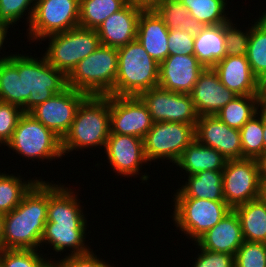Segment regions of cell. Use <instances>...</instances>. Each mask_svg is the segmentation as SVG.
Returning <instances> with one entry per match:
<instances>
[{"instance_id":"obj_1","label":"cell","mask_w":266,"mask_h":267,"mask_svg":"<svg viewBox=\"0 0 266 267\" xmlns=\"http://www.w3.org/2000/svg\"><path fill=\"white\" fill-rule=\"evenodd\" d=\"M52 182V183H51ZM49 182V201L47 222L41 239V249L44 244L56 255L65 253V256L82 255L89 253L92 249L85 243L88 234L87 217L84 214V206L78 198L79 193L74 191L70 185ZM77 193V194H76ZM60 252V253H58Z\"/></svg>"},{"instance_id":"obj_2","label":"cell","mask_w":266,"mask_h":267,"mask_svg":"<svg viewBox=\"0 0 266 267\" xmlns=\"http://www.w3.org/2000/svg\"><path fill=\"white\" fill-rule=\"evenodd\" d=\"M48 201L49 182L40 178L20 204L4 214L2 249L40 250Z\"/></svg>"},{"instance_id":"obj_3","label":"cell","mask_w":266,"mask_h":267,"mask_svg":"<svg viewBox=\"0 0 266 267\" xmlns=\"http://www.w3.org/2000/svg\"><path fill=\"white\" fill-rule=\"evenodd\" d=\"M109 134V95L87 96L79 105L69 131L61 140L62 154L66 157L73 150L104 149Z\"/></svg>"},{"instance_id":"obj_4","label":"cell","mask_w":266,"mask_h":267,"mask_svg":"<svg viewBox=\"0 0 266 267\" xmlns=\"http://www.w3.org/2000/svg\"><path fill=\"white\" fill-rule=\"evenodd\" d=\"M118 50V72L115 86L109 95L139 96L158 86L159 63L136 39Z\"/></svg>"},{"instance_id":"obj_5","label":"cell","mask_w":266,"mask_h":267,"mask_svg":"<svg viewBox=\"0 0 266 267\" xmlns=\"http://www.w3.org/2000/svg\"><path fill=\"white\" fill-rule=\"evenodd\" d=\"M117 72V48L101 44L93 53L78 62L67 76V87L88 96H106L114 89Z\"/></svg>"},{"instance_id":"obj_6","label":"cell","mask_w":266,"mask_h":267,"mask_svg":"<svg viewBox=\"0 0 266 267\" xmlns=\"http://www.w3.org/2000/svg\"><path fill=\"white\" fill-rule=\"evenodd\" d=\"M18 73H23V112L29 113L37 105L67 88V76L50 65L45 57L18 52Z\"/></svg>"},{"instance_id":"obj_7","label":"cell","mask_w":266,"mask_h":267,"mask_svg":"<svg viewBox=\"0 0 266 267\" xmlns=\"http://www.w3.org/2000/svg\"><path fill=\"white\" fill-rule=\"evenodd\" d=\"M48 47L41 54L47 62L68 76L78 62L93 53L100 45V38L95 29L76 27L65 32L55 33L41 40L47 41Z\"/></svg>"},{"instance_id":"obj_8","label":"cell","mask_w":266,"mask_h":267,"mask_svg":"<svg viewBox=\"0 0 266 267\" xmlns=\"http://www.w3.org/2000/svg\"><path fill=\"white\" fill-rule=\"evenodd\" d=\"M16 155L39 161H55L63 156L61 139L37 121L29 113H24L17 123L11 139L5 145Z\"/></svg>"},{"instance_id":"obj_9","label":"cell","mask_w":266,"mask_h":267,"mask_svg":"<svg viewBox=\"0 0 266 267\" xmlns=\"http://www.w3.org/2000/svg\"><path fill=\"white\" fill-rule=\"evenodd\" d=\"M172 221L176 230L195 242L206 231L214 227L232 210L225 201L198 198H173Z\"/></svg>"},{"instance_id":"obj_10","label":"cell","mask_w":266,"mask_h":267,"mask_svg":"<svg viewBox=\"0 0 266 267\" xmlns=\"http://www.w3.org/2000/svg\"><path fill=\"white\" fill-rule=\"evenodd\" d=\"M195 139V126L181 122H156L143 138L144 152L151 162L169 160L174 166ZM160 159V160H159ZM158 160V161H157Z\"/></svg>"},{"instance_id":"obj_11","label":"cell","mask_w":266,"mask_h":267,"mask_svg":"<svg viewBox=\"0 0 266 267\" xmlns=\"http://www.w3.org/2000/svg\"><path fill=\"white\" fill-rule=\"evenodd\" d=\"M80 0H37L34 14L27 27L28 42L65 32L79 26Z\"/></svg>"},{"instance_id":"obj_12","label":"cell","mask_w":266,"mask_h":267,"mask_svg":"<svg viewBox=\"0 0 266 267\" xmlns=\"http://www.w3.org/2000/svg\"><path fill=\"white\" fill-rule=\"evenodd\" d=\"M222 174L224 199L232 209L261 196V180L256 159L227 160Z\"/></svg>"},{"instance_id":"obj_13","label":"cell","mask_w":266,"mask_h":267,"mask_svg":"<svg viewBox=\"0 0 266 267\" xmlns=\"http://www.w3.org/2000/svg\"><path fill=\"white\" fill-rule=\"evenodd\" d=\"M139 97L145 103L153 123L181 122L196 125L199 115L191 94H182L159 86L142 92Z\"/></svg>"},{"instance_id":"obj_14","label":"cell","mask_w":266,"mask_h":267,"mask_svg":"<svg viewBox=\"0 0 266 267\" xmlns=\"http://www.w3.org/2000/svg\"><path fill=\"white\" fill-rule=\"evenodd\" d=\"M105 157L117 176L132 179L140 177V183L150 179V175L140 172L149 162L145 157L143 139L132 135L109 134L104 147ZM142 174V175H140Z\"/></svg>"},{"instance_id":"obj_15","label":"cell","mask_w":266,"mask_h":267,"mask_svg":"<svg viewBox=\"0 0 266 267\" xmlns=\"http://www.w3.org/2000/svg\"><path fill=\"white\" fill-rule=\"evenodd\" d=\"M87 96L84 92L67 87L37 105L29 114L62 140L71 127L79 105Z\"/></svg>"},{"instance_id":"obj_16","label":"cell","mask_w":266,"mask_h":267,"mask_svg":"<svg viewBox=\"0 0 266 267\" xmlns=\"http://www.w3.org/2000/svg\"><path fill=\"white\" fill-rule=\"evenodd\" d=\"M110 134L144 138L153 121L147 106L139 96L109 95Z\"/></svg>"},{"instance_id":"obj_17","label":"cell","mask_w":266,"mask_h":267,"mask_svg":"<svg viewBox=\"0 0 266 267\" xmlns=\"http://www.w3.org/2000/svg\"><path fill=\"white\" fill-rule=\"evenodd\" d=\"M195 139L217 150L227 160L242 158L239 129L229 127L215 115L198 118L195 125Z\"/></svg>"},{"instance_id":"obj_18","label":"cell","mask_w":266,"mask_h":267,"mask_svg":"<svg viewBox=\"0 0 266 267\" xmlns=\"http://www.w3.org/2000/svg\"><path fill=\"white\" fill-rule=\"evenodd\" d=\"M205 67L193 55H169L159 64L158 86L177 93L191 94Z\"/></svg>"},{"instance_id":"obj_19","label":"cell","mask_w":266,"mask_h":267,"mask_svg":"<svg viewBox=\"0 0 266 267\" xmlns=\"http://www.w3.org/2000/svg\"><path fill=\"white\" fill-rule=\"evenodd\" d=\"M236 95L225 87L213 68H205L199 75L191 92L192 101L200 116L216 115Z\"/></svg>"},{"instance_id":"obj_20","label":"cell","mask_w":266,"mask_h":267,"mask_svg":"<svg viewBox=\"0 0 266 267\" xmlns=\"http://www.w3.org/2000/svg\"><path fill=\"white\" fill-rule=\"evenodd\" d=\"M142 10L127 3L118 12L110 15L96 29L100 43L108 47L119 48L136 40L139 15Z\"/></svg>"},{"instance_id":"obj_21","label":"cell","mask_w":266,"mask_h":267,"mask_svg":"<svg viewBox=\"0 0 266 267\" xmlns=\"http://www.w3.org/2000/svg\"><path fill=\"white\" fill-rule=\"evenodd\" d=\"M243 242L240 219L235 210L232 209L219 223L206 231L193 244L212 252L235 255Z\"/></svg>"},{"instance_id":"obj_22","label":"cell","mask_w":266,"mask_h":267,"mask_svg":"<svg viewBox=\"0 0 266 267\" xmlns=\"http://www.w3.org/2000/svg\"><path fill=\"white\" fill-rule=\"evenodd\" d=\"M213 69L220 82L236 95H257L258 78L253 74L246 55H226Z\"/></svg>"},{"instance_id":"obj_23","label":"cell","mask_w":266,"mask_h":267,"mask_svg":"<svg viewBox=\"0 0 266 267\" xmlns=\"http://www.w3.org/2000/svg\"><path fill=\"white\" fill-rule=\"evenodd\" d=\"M168 36L169 29L154 9L141 11L136 39L159 64L169 56Z\"/></svg>"},{"instance_id":"obj_24","label":"cell","mask_w":266,"mask_h":267,"mask_svg":"<svg viewBox=\"0 0 266 267\" xmlns=\"http://www.w3.org/2000/svg\"><path fill=\"white\" fill-rule=\"evenodd\" d=\"M227 159L217 150L201 144L194 139L183 151L176 162L177 166L184 173L182 175H194L205 170L222 171L225 168Z\"/></svg>"},{"instance_id":"obj_25","label":"cell","mask_w":266,"mask_h":267,"mask_svg":"<svg viewBox=\"0 0 266 267\" xmlns=\"http://www.w3.org/2000/svg\"><path fill=\"white\" fill-rule=\"evenodd\" d=\"M185 183L176 190L172 198H198L225 201L223 195L222 171L205 170L194 175H186Z\"/></svg>"},{"instance_id":"obj_26","label":"cell","mask_w":266,"mask_h":267,"mask_svg":"<svg viewBox=\"0 0 266 267\" xmlns=\"http://www.w3.org/2000/svg\"><path fill=\"white\" fill-rule=\"evenodd\" d=\"M194 55L205 68H213L226 56L225 23L205 26L194 37Z\"/></svg>"},{"instance_id":"obj_27","label":"cell","mask_w":266,"mask_h":267,"mask_svg":"<svg viewBox=\"0 0 266 267\" xmlns=\"http://www.w3.org/2000/svg\"><path fill=\"white\" fill-rule=\"evenodd\" d=\"M244 241L266 243V203L261 197L234 208Z\"/></svg>"},{"instance_id":"obj_28","label":"cell","mask_w":266,"mask_h":267,"mask_svg":"<svg viewBox=\"0 0 266 267\" xmlns=\"http://www.w3.org/2000/svg\"><path fill=\"white\" fill-rule=\"evenodd\" d=\"M0 101L23 109V73H18V52L0 62Z\"/></svg>"},{"instance_id":"obj_29","label":"cell","mask_w":266,"mask_h":267,"mask_svg":"<svg viewBox=\"0 0 266 267\" xmlns=\"http://www.w3.org/2000/svg\"><path fill=\"white\" fill-rule=\"evenodd\" d=\"M154 10L169 30L181 29L196 36L205 27L203 23L189 14L188 9L181 2L164 0Z\"/></svg>"},{"instance_id":"obj_30","label":"cell","mask_w":266,"mask_h":267,"mask_svg":"<svg viewBox=\"0 0 266 267\" xmlns=\"http://www.w3.org/2000/svg\"><path fill=\"white\" fill-rule=\"evenodd\" d=\"M5 173V171L0 172V213L3 215L15 209L23 196L39 180V178L34 179L33 177L26 181L25 177L19 175L21 173Z\"/></svg>"},{"instance_id":"obj_31","label":"cell","mask_w":266,"mask_h":267,"mask_svg":"<svg viewBox=\"0 0 266 267\" xmlns=\"http://www.w3.org/2000/svg\"><path fill=\"white\" fill-rule=\"evenodd\" d=\"M259 112L257 95H239L221 108L215 116L229 127H241Z\"/></svg>"},{"instance_id":"obj_32","label":"cell","mask_w":266,"mask_h":267,"mask_svg":"<svg viewBox=\"0 0 266 267\" xmlns=\"http://www.w3.org/2000/svg\"><path fill=\"white\" fill-rule=\"evenodd\" d=\"M127 3V0H80L79 26L96 30L104 20Z\"/></svg>"},{"instance_id":"obj_33","label":"cell","mask_w":266,"mask_h":267,"mask_svg":"<svg viewBox=\"0 0 266 267\" xmlns=\"http://www.w3.org/2000/svg\"><path fill=\"white\" fill-rule=\"evenodd\" d=\"M181 3L191 16L205 26L221 25L231 20L229 11H225L228 9V3H231L229 0H183Z\"/></svg>"},{"instance_id":"obj_34","label":"cell","mask_w":266,"mask_h":267,"mask_svg":"<svg viewBox=\"0 0 266 267\" xmlns=\"http://www.w3.org/2000/svg\"><path fill=\"white\" fill-rule=\"evenodd\" d=\"M250 25L246 57L253 74L259 79L266 75V25L258 18Z\"/></svg>"},{"instance_id":"obj_35","label":"cell","mask_w":266,"mask_h":267,"mask_svg":"<svg viewBox=\"0 0 266 267\" xmlns=\"http://www.w3.org/2000/svg\"><path fill=\"white\" fill-rule=\"evenodd\" d=\"M239 131L242 144V158L257 159L264 153L263 111L259 110Z\"/></svg>"},{"instance_id":"obj_36","label":"cell","mask_w":266,"mask_h":267,"mask_svg":"<svg viewBox=\"0 0 266 267\" xmlns=\"http://www.w3.org/2000/svg\"><path fill=\"white\" fill-rule=\"evenodd\" d=\"M40 252V250L0 249V267H51L56 257L52 259L54 256H50L49 259L46 253Z\"/></svg>"},{"instance_id":"obj_37","label":"cell","mask_w":266,"mask_h":267,"mask_svg":"<svg viewBox=\"0 0 266 267\" xmlns=\"http://www.w3.org/2000/svg\"><path fill=\"white\" fill-rule=\"evenodd\" d=\"M35 2V0H0V23L14 28L13 26L23 18L27 21L26 27L29 26L34 14ZM24 15L27 16V20Z\"/></svg>"},{"instance_id":"obj_38","label":"cell","mask_w":266,"mask_h":267,"mask_svg":"<svg viewBox=\"0 0 266 267\" xmlns=\"http://www.w3.org/2000/svg\"><path fill=\"white\" fill-rule=\"evenodd\" d=\"M235 267H266V243L244 241L234 255Z\"/></svg>"},{"instance_id":"obj_39","label":"cell","mask_w":266,"mask_h":267,"mask_svg":"<svg viewBox=\"0 0 266 267\" xmlns=\"http://www.w3.org/2000/svg\"><path fill=\"white\" fill-rule=\"evenodd\" d=\"M231 19L225 23V47L227 56H242L247 54L248 42L250 37V25L248 29H239Z\"/></svg>"},{"instance_id":"obj_40","label":"cell","mask_w":266,"mask_h":267,"mask_svg":"<svg viewBox=\"0 0 266 267\" xmlns=\"http://www.w3.org/2000/svg\"><path fill=\"white\" fill-rule=\"evenodd\" d=\"M24 114L17 105L0 101V146L5 147L17 126L19 118Z\"/></svg>"},{"instance_id":"obj_41","label":"cell","mask_w":266,"mask_h":267,"mask_svg":"<svg viewBox=\"0 0 266 267\" xmlns=\"http://www.w3.org/2000/svg\"><path fill=\"white\" fill-rule=\"evenodd\" d=\"M93 249L87 253L82 255H70L64 258H59L54 261L55 267H114L109 262L100 259V256H97L94 253Z\"/></svg>"},{"instance_id":"obj_42","label":"cell","mask_w":266,"mask_h":267,"mask_svg":"<svg viewBox=\"0 0 266 267\" xmlns=\"http://www.w3.org/2000/svg\"><path fill=\"white\" fill-rule=\"evenodd\" d=\"M196 255L192 267H235L234 255L228 253L212 252L203 248Z\"/></svg>"},{"instance_id":"obj_43","label":"cell","mask_w":266,"mask_h":267,"mask_svg":"<svg viewBox=\"0 0 266 267\" xmlns=\"http://www.w3.org/2000/svg\"><path fill=\"white\" fill-rule=\"evenodd\" d=\"M194 37L181 29L169 30L168 48L169 55H193Z\"/></svg>"},{"instance_id":"obj_44","label":"cell","mask_w":266,"mask_h":267,"mask_svg":"<svg viewBox=\"0 0 266 267\" xmlns=\"http://www.w3.org/2000/svg\"><path fill=\"white\" fill-rule=\"evenodd\" d=\"M257 98L259 109L266 112V75L258 79Z\"/></svg>"},{"instance_id":"obj_45","label":"cell","mask_w":266,"mask_h":267,"mask_svg":"<svg viewBox=\"0 0 266 267\" xmlns=\"http://www.w3.org/2000/svg\"><path fill=\"white\" fill-rule=\"evenodd\" d=\"M9 28H10V26L0 23V54H1L0 55V62L9 59V57L12 54V52H11L10 54L5 55V54H3L1 52V50H3L5 48V43L7 44V42H8L6 40H8L7 39V37H8L7 35L9 34L8 33L9 32Z\"/></svg>"},{"instance_id":"obj_46","label":"cell","mask_w":266,"mask_h":267,"mask_svg":"<svg viewBox=\"0 0 266 267\" xmlns=\"http://www.w3.org/2000/svg\"><path fill=\"white\" fill-rule=\"evenodd\" d=\"M163 1L164 0H127L128 3H131L143 10L155 9Z\"/></svg>"},{"instance_id":"obj_47","label":"cell","mask_w":266,"mask_h":267,"mask_svg":"<svg viewBox=\"0 0 266 267\" xmlns=\"http://www.w3.org/2000/svg\"><path fill=\"white\" fill-rule=\"evenodd\" d=\"M259 175L261 181H266V152L262 153L257 159Z\"/></svg>"},{"instance_id":"obj_48","label":"cell","mask_w":266,"mask_h":267,"mask_svg":"<svg viewBox=\"0 0 266 267\" xmlns=\"http://www.w3.org/2000/svg\"><path fill=\"white\" fill-rule=\"evenodd\" d=\"M263 143H264V152H266V112L263 111Z\"/></svg>"},{"instance_id":"obj_49","label":"cell","mask_w":266,"mask_h":267,"mask_svg":"<svg viewBox=\"0 0 266 267\" xmlns=\"http://www.w3.org/2000/svg\"><path fill=\"white\" fill-rule=\"evenodd\" d=\"M3 222H4V215L0 213V249H2V241H3Z\"/></svg>"},{"instance_id":"obj_50","label":"cell","mask_w":266,"mask_h":267,"mask_svg":"<svg viewBox=\"0 0 266 267\" xmlns=\"http://www.w3.org/2000/svg\"><path fill=\"white\" fill-rule=\"evenodd\" d=\"M260 197L266 203V181H261V196Z\"/></svg>"},{"instance_id":"obj_51","label":"cell","mask_w":266,"mask_h":267,"mask_svg":"<svg viewBox=\"0 0 266 267\" xmlns=\"http://www.w3.org/2000/svg\"><path fill=\"white\" fill-rule=\"evenodd\" d=\"M258 19L266 25V10H264V12L259 15Z\"/></svg>"},{"instance_id":"obj_52","label":"cell","mask_w":266,"mask_h":267,"mask_svg":"<svg viewBox=\"0 0 266 267\" xmlns=\"http://www.w3.org/2000/svg\"><path fill=\"white\" fill-rule=\"evenodd\" d=\"M172 1H176V2H182L183 0H172Z\"/></svg>"}]
</instances>
